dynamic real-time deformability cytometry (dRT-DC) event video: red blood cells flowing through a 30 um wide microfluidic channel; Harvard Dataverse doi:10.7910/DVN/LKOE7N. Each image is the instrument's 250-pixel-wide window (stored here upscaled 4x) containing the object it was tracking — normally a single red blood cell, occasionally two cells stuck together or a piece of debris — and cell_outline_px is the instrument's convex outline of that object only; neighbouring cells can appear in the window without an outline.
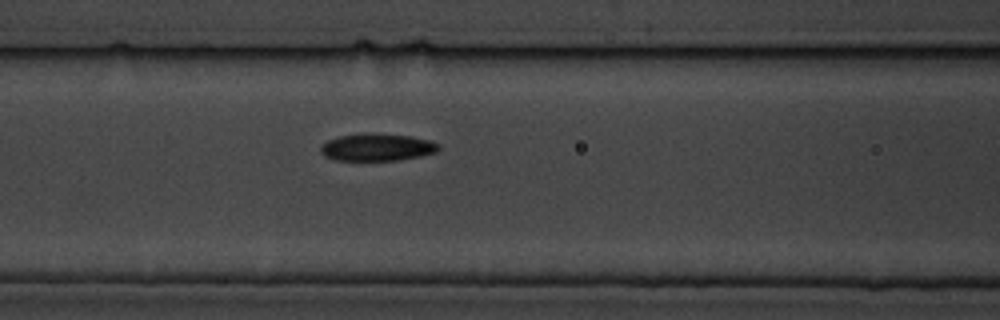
{"species": "common noctule bat (a hibernating species)", "species_latin": "Nyctalus noctula", "temperature_condition": "cold", "stored_images_in_passage": 7, "camera_frame_rate_fps": 3000, "um_per_image_px": 0.085, "animal": {"sex": "male", "body_mass_g": 19.5, "forearm_length_mm": 54.6}, "frame": {"image": 1, "passage_image": 7, "time_ms": 7.667, "image_size_px": [1000, 320], "cell_outline_px": [[440, 148], [436, 152], [420, 156], [400, 160], [332, 160], [324, 156], [320, 152], [320, 144], [328, 140], [340, 136], [368, 132], [372, 132], [412, 136], [432, 140], [440, 144]], "centroid_in_image_um": [32.05, 12.5], "position_along_channel_um": 134.5, "area_um2": 19.19}}